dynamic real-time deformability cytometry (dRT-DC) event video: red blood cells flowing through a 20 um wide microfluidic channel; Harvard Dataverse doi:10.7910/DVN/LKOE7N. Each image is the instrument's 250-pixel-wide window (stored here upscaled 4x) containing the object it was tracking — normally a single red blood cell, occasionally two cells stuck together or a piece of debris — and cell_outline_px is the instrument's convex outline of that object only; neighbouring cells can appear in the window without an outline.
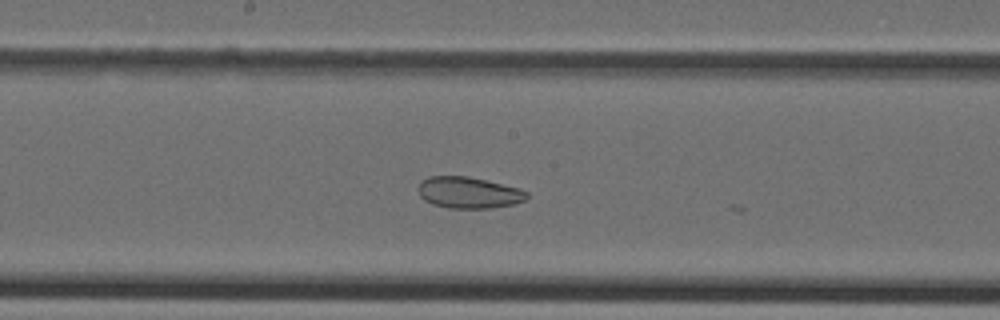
{"species": "Egyptian fruit bat (a non-hibernating species)", "species_latin": "Rousettus aegyptiacus", "temperature_condition": "cold", "stored_images_in_passage": 25, "camera_frame_rate_fps": 3000, "um_per_image_px": 0.085, "animal": {"sex": "female"}, "frame": {"image": 1, "passage_image": 21, "time_ms": 6.667, "image_size_px": [1000, 320], "cell_outline_px": [[528, 196], [524, 200], [516, 204], [492, 208], [448, 208], [432, 204], [424, 200], [420, 196], [416, 188], [420, 180], [428, 176], [468, 176], [520, 188], [528, 192]], "centroid_in_image_um": [39.8, 16.37], "position_along_channel_um": 208.4, "area_um2": 20.17}}
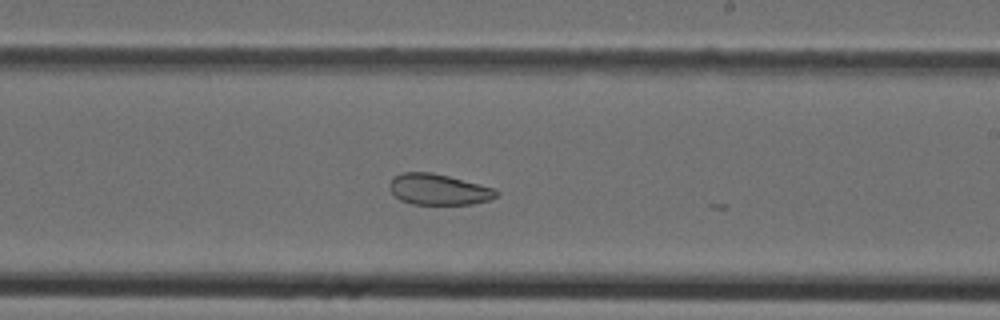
{"frame": {"image": 2, "passage_image": 24, "time_ms": 7.667, "image_size_px": [1000, 320], "cell_outline_px": [[500, 192], [492, 200], [472, 204], [412, 204], [400, 200], [392, 192], [388, 184], [392, 176], [400, 172], [432, 172], [496, 188]], "centroid_in_image_um": [37.28, 16.09], "position_along_channel_um": 251.7, "area_um2": 19.48}}